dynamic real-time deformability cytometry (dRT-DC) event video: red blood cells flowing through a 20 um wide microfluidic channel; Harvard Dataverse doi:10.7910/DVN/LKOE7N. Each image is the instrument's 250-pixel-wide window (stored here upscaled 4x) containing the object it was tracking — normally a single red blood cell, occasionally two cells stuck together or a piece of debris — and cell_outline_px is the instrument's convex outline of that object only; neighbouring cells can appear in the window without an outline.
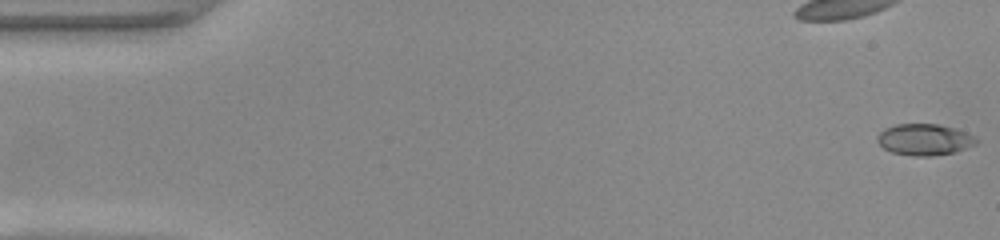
{"species": "common noctule bat (a hibernating species)", "species_latin": "Nyctalus noctula", "temperature_condition": "warm", "stored_images_in_passage": 49, "camera_frame_rate_fps": 3000, "um_per_image_px": 0.085, "animal": {"sex": "female", "body_mass_g": 22.0, "forearm_length_mm": 56.7}, "frame": {"image": 1, "passage_image": 1, "time_ms": 0.0, "image_size_px": [1000, 240], "cell_outline_px": [[980, 140], [976, 144], [956, 152], [932, 156], [912, 156], [892, 152], [884, 148], [876, 140], [876, 136], [884, 128], [896, 124], [940, 124], [976, 136]], "centroid_in_image_um": [78.58, 11.87], "position_along_channel_um": 6.4, "area_um2": 18.21}}
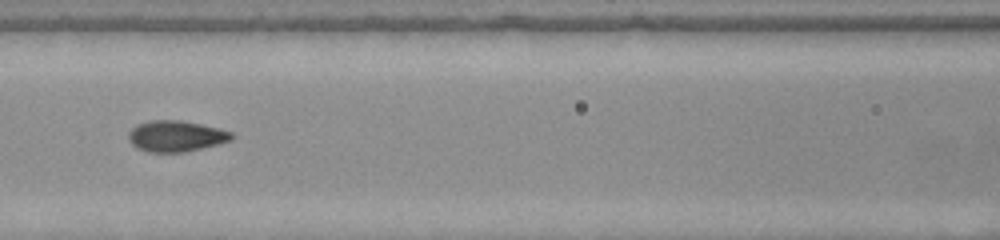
{"frame": {"image": 2, "passage_image": 22, "time_ms": 7.0, "image_size_px": [1000, 240], "cell_outline_px": [[236, 136], [232, 140], [184, 152], [148, 152], [136, 148], [128, 140], [128, 132], [136, 124], [148, 120], [180, 120], [200, 124], [232, 132]], "centroid_in_image_um": [14.91, 11.56], "position_along_channel_um": 151.7, "area_um2": 18.67}}
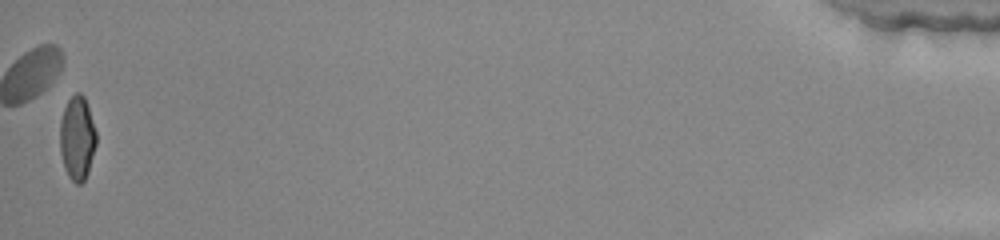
{"frame": {"image": 3, "passage_image": 49, "time_ms": 16.0, "image_size_px": [1000, 240], "cell_outline_px": [[96, 144], [88, 172], [84, 180], [80, 184], [76, 184], [68, 176], [64, 168], [60, 152], [60, 120], [64, 108], [68, 100], [76, 92], [80, 92], [84, 96], [96, 132]], "centroid_in_image_um": [6.55, 11.75], "position_along_channel_um": 428.7, "area_um2": 17.69}, "authors_computed_cell_mechanics": {"area_um2": 18.0914, "velocity_mm_per_s": 4.1636, "shape_relaxation_time_tau1_ms": 9.3616, "shape_relaxation_time_tau2_ms": null, "deformation_change_tau1": 0.2808, "deformation_change_tau2": null}}